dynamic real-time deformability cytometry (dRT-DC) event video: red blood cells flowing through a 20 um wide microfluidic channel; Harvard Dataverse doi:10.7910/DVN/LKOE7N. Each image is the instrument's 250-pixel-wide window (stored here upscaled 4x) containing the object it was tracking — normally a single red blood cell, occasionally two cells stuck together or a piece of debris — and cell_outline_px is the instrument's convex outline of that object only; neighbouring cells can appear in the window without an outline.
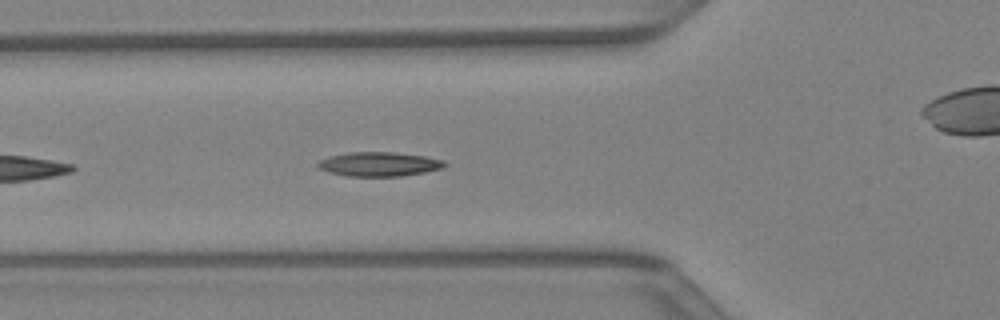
{"species": "Egyptian fruit bat (a non-hibernating species)", "species_latin": "Rousettus aegyptiacus", "temperature_condition": "warm", "stored_images_in_passage": 10, "camera_frame_rate_fps": 3000, "um_per_image_px": 0.085, "animal": {"sex": "female"}, "frame": {"image": 1, "passage_image": 5, "time_ms": 1.333, "image_size_px": [1000, 320], "cell_outline_px": [[448, 164], [444, 168], [424, 172], [400, 176], [348, 176], [328, 172], [320, 168], [316, 164], [320, 160], [328, 156], [348, 152], [396, 152], [424, 156], [444, 160]], "centroid_in_image_um": [32.24, 13.94], "position_along_channel_um": 93.6, "area_um2": 17.98}}